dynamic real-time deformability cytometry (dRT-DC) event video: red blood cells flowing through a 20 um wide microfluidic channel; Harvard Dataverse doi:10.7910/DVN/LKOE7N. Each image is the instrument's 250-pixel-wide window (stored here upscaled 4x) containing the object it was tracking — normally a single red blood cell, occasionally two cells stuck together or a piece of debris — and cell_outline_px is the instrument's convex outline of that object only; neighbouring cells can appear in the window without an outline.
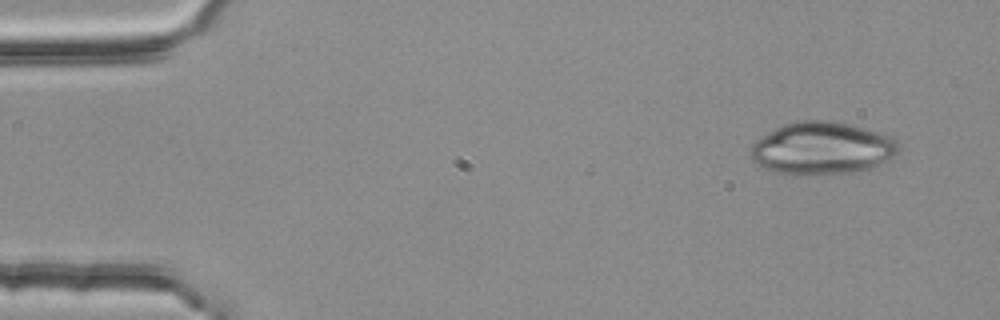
{"species": "common noctule bat (a hibernating species)", "species_latin": "Nyctalus noctula", "temperature_condition": "room temperature", "stored_images_in_passage": 4, "camera_frame_rate_fps": 3000, "um_per_image_px": 0.085, "animal": {"sex": "female", "body_mass_g": 25.1}, "frame": {"image": 1, "passage_image": 1, "time_ms": 0.0, "image_size_px": [1000, 320], "cell_outline_px": [[900, 152], [888, 160], [868, 168], [848, 172], [776, 172], [764, 168], [756, 164], [752, 160], [752, 144], [756, 140], [768, 132], [784, 124], [800, 120], [828, 120], [852, 124], [888, 136], [896, 140]], "centroid_in_image_um": [69.87, 12.55], "position_along_channel_um": 15.1, "area_um2": 44.04}}